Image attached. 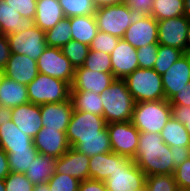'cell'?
Returning a JSON list of instances; mask_svg holds the SVG:
<instances>
[{
    "label": "cell",
    "instance_id": "6da1fadb",
    "mask_svg": "<svg viewBox=\"0 0 190 191\" xmlns=\"http://www.w3.org/2000/svg\"><path fill=\"white\" fill-rule=\"evenodd\" d=\"M133 161L146 177L174 175L176 169L170 146L163 142L161 134L154 132H140Z\"/></svg>",
    "mask_w": 190,
    "mask_h": 191
},
{
    "label": "cell",
    "instance_id": "7a4b0ae2",
    "mask_svg": "<svg viewBox=\"0 0 190 191\" xmlns=\"http://www.w3.org/2000/svg\"><path fill=\"white\" fill-rule=\"evenodd\" d=\"M106 123L127 122L132 119L135 101L124 79H115L101 94Z\"/></svg>",
    "mask_w": 190,
    "mask_h": 191
},
{
    "label": "cell",
    "instance_id": "3957f363",
    "mask_svg": "<svg viewBox=\"0 0 190 191\" xmlns=\"http://www.w3.org/2000/svg\"><path fill=\"white\" fill-rule=\"evenodd\" d=\"M94 17L99 31L123 38L127 28L143 19L144 15L120 3L98 7Z\"/></svg>",
    "mask_w": 190,
    "mask_h": 191
},
{
    "label": "cell",
    "instance_id": "277c9868",
    "mask_svg": "<svg viewBox=\"0 0 190 191\" xmlns=\"http://www.w3.org/2000/svg\"><path fill=\"white\" fill-rule=\"evenodd\" d=\"M171 117L172 109L168 100L144 101L135 103L131 122L139 132L160 134Z\"/></svg>",
    "mask_w": 190,
    "mask_h": 191
},
{
    "label": "cell",
    "instance_id": "5b68a950",
    "mask_svg": "<svg viewBox=\"0 0 190 191\" xmlns=\"http://www.w3.org/2000/svg\"><path fill=\"white\" fill-rule=\"evenodd\" d=\"M124 80L135 103L165 99L161 75L154 69L137 68Z\"/></svg>",
    "mask_w": 190,
    "mask_h": 191
},
{
    "label": "cell",
    "instance_id": "8992f818",
    "mask_svg": "<svg viewBox=\"0 0 190 191\" xmlns=\"http://www.w3.org/2000/svg\"><path fill=\"white\" fill-rule=\"evenodd\" d=\"M70 89L67 82L42 73H38L27 85L29 102L36 105L67 101L70 99Z\"/></svg>",
    "mask_w": 190,
    "mask_h": 191
},
{
    "label": "cell",
    "instance_id": "52a82bcc",
    "mask_svg": "<svg viewBox=\"0 0 190 191\" xmlns=\"http://www.w3.org/2000/svg\"><path fill=\"white\" fill-rule=\"evenodd\" d=\"M106 126L107 123L103 116L73 110L66 131L70 147L76 144L78 139L109 138Z\"/></svg>",
    "mask_w": 190,
    "mask_h": 191
},
{
    "label": "cell",
    "instance_id": "ba28073f",
    "mask_svg": "<svg viewBox=\"0 0 190 191\" xmlns=\"http://www.w3.org/2000/svg\"><path fill=\"white\" fill-rule=\"evenodd\" d=\"M106 127L109 133L112 152L134 159L140 132L132 124L131 120L108 123Z\"/></svg>",
    "mask_w": 190,
    "mask_h": 191
},
{
    "label": "cell",
    "instance_id": "9c48e42d",
    "mask_svg": "<svg viewBox=\"0 0 190 191\" xmlns=\"http://www.w3.org/2000/svg\"><path fill=\"white\" fill-rule=\"evenodd\" d=\"M7 40L11 54L26 55L36 61L47 47L45 32L36 25L24 32L7 35Z\"/></svg>",
    "mask_w": 190,
    "mask_h": 191
},
{
    "label": "cell",
    "instance_id": "30bf717a",
    "mask_svg": "<svg viewBox=\"0 0 190 191\" xmlns=\"http://www.w3.org/2000/svg\"><path fill=\"white\" fill-rule=\"evenodd\" d=\"M36 62L39 73L63 80L71 86L75 68L64 56L61 48L47 46Z\"/></svg>",
    "mask_w": 190,
    "mask_h": 191
},
{
    "label": "cell",
    "instance_id": "8fae6325",
    "mask_svg": "<svg viewBox=\"0 0 190 191\" xmlns=\"http://www.w3.org/2000/svg\"><path fill=\"white\" fill-rule=\"evenodd\" d=\"M158 44L186 51L189 19L183 15L157 21Z\"/></svg>",
    "mask_w": 190,
    "mask_h": 191
},
{
    "label": "cell",
    "instance_id": "7c38bea8",
    "mask_svg": "<svg viewBox=\"0 0 190 191\" xmlns=\"http://www.w3.org/2000/svg\"><path fill=\"white\" fill-rule=\"evenodd\" d=\"M145 180V173L130 159L107 178L105 185L107 191H131L142 187Z\"/></svg>",
    "mask_w": 190,
    "mask_h": 191
},
{
    "label": "cell",
    "instance_id": "4fadbf2b",
    "mask_svg": "<svg viewBox=\"0 0 190 191\" xmlns=\"http://www.w3.org/2000/svg\"><path fill=\"white\" fill-rule=\"evenodd\" d=\"M33 144L40 154L57 159L65 154L70 145L68 143L66 132L57 129H48L43 127L33 138Z\"/></svg>",
    "mask_w": 190,
    "mask_h": 191
},
{
    "label": "cell",
    "instance_id": "5bb4252c",
    "mask_svg": "<svg viewBox=\"0 0 190 191\" xmlns=\"http://www.w3.org/2000/svg\"><path fill=\"white\" fill-rule=\"evenodd\" d=\"M112 73H102L78 67L75 69L74 79L70 91H92L101 94L115 80Z\"/></svg>",
    "mask_w": 190,
    "mask_h": 191
},
{
    "label": "cell",
    "instance_id": "9a60e30c",
    "mask_svg": "<svg viewBox=\"0 0 190 191\" xmlns=\"http://www.w3.org/2000/svg\"><path fill=\"white\" fill-rule=\"evenodd\" d=\"M110 56L112 74L116 79H125L129 74L139 68L137 49L123 38H120Z\"/></svg>",
    "mask_w": 190,
    "mask_h": 191
},
{
    "label": "cell",
    "instance_id": "2e32d148",
    "mask_svg": "<svg viewBox=\"0 0 190 191\" xmlns=\"http://www.w3.org/2000/svg\"><path fill=\"white\" fill-rule=\"evenodd\" d=\"M123 39L136 49L149 44H158L157 20L152 16H144L127 28Z\"/></svg>",
    "mask_w": 190,
    "mask_h": 191
},
{
    "label": "cell",
    "instance_id": "e0dca14e",
    "mask_svg": "<svg viewBox=\"0 0 190 191\" xmlns=\"http://www.w3.org/2000/svg\"><path fill=\"white\" fill-rule=\"evenodd\" d=\"M89 160L90 157L70 147L65 154L55 160V172L72 176L80 182L87 180Z\"/></svg>",
    "mask_w": 190,
    "mask_h": 191
},
{
    "label": "cell",
    "instance_id": "ac0fdd59",
    "mask_svg": "<svg viewBox=\"0 0 190 191\" xmlns=\"http://www.w3.org/2000/svg\"><path fill=\"white\" fill-rule=\"evenodd\" d=\"M165 99L170 100L178 91L190 82V61L184 54L161 75Z\"/></svg>",
    "mask_w": 190,
    "mask_h": 191
},
{
    "label": "cell",
    "instance_id": "d6986e66",
    "mask_svg": "<svg viewBox=\"0 0 190 191\" xmlns=\"http://www.w3.org/2000/svg\"><path fill=\"white\" fill-rule=\"evenodd\" d=\"M73 110L71 99L60 103L40 105L42 126L66 132Z\"/></svg>",
    "mask_w": 190,
    "mask_h": 191
},
{
    "label": "cell",
    "instance_id": "ffe728a7",
    "mask_svg": "<svg viewBox=\"0 0 190 191\" xmlns=\"http://www.w3.org/2000/svg\"><path fill=\"white\" fill-rule=\"evenodd\" d=\"M11 112V120L13 123L16 124L22 132L30 137L34 138L43 128L40 105L28 102L12 108Z\"/></svg>",
    "mask_w": 190,
    "mask_h": 191
},
{
    "label": "cell",
    "instance_id": "44dd1931",
    "mask_svg": "<svg viewBox=\"0 0 190 191\" xmlns=\"http://www.w3.org/2000/svg\"><path fill=\"white\" fill-rule=\"evenodd\" d=\"M130 158L117 153L97 154L89 160V179L105 182L118 168L123 167Z\"/></svg>",
    "mask_w": 190,
    "mask_h": 191
},
{
    "label": "cell",
    "instance_id": "7402d4cb",
    "mask_svg": "<svg viewBox=\"0 0 190 191\" xmlns=\"http://www.w3.org/2000/svg\"><path fill=\"white\" fill-rule=\"evenodd\" d=\"M37 62L26 55L11 54L4 68V75L14 81L28 85L38 75Z\"/></svg>",
    "mask_w": 190,
    "mask_h": 191
},
{
    "label": "cell",
    "instance_id": "603a6c76",
    "mask_svg": "<svg viewBox=\"0 0 190 191\" xmlns=\"http://www.w3.org/2000/svg\"><path fill=\"white\" fill-rule=\"evenodd\" d=\"M33 146V138L22 132L12 120L0 126V147L3 150H29Z\"/></svg>",
    "mask_w": 190,
    "mask_h": 191
},
{
    "label": "cell",
    "instance_id": "cb8c5ba5",
    "mask_svg": "<svg viewBox=\"0 0 190 191\" xmlns=\"http://www.w3.org/2000/svg\"><path fill=\"white\" fill-rule=\"evenodd\" d=\"M33 26H35L34 19L22 17L5 0H0V28L2 34L10 35L24 32Z\"/></svg>",
    "mask_w": 190,
    "mask_h": 191
},
{
    "label": "cell",
    "instance_id": "d4e9b609",
    "mask_svg": "<svg viewBox=\"0 0 190 191\" xmlns=\"http://www.w3.org/2000/svg\"><path fill=\"white\" fill-rule=\"evenodd\" d=\"M64 17L58 0H37L34 22L44 32L53 28Z\"/></svg>",
    "mask_w": 190,
    "mask_h": 191
},
{
    "label": "cell",
    "instance_id": "484cf974",
    "mask_svg": "<svg viewBox=\"0 0 190 191\" xmlns=\"http://www.w3.org/2000/svg\"><path fill=\"white\" fill-rule=\"evenodd\" d=\"M28 102L27 85L4 76L0 84V105L12 109Z\"/></svg>",
    "mask_w": 190,
    "mask_h": 191
},
{
    "label": "cell",
    "instance_id": "4316f807",
    "mask_svg": "<svg viewBox=\"0 0 190 191\" xmlns=\"http://www.w3.org/2000/svg\"><path fill=\"white\" fill-rule=\"evenodd\" d=\"M69 21L72 28V40L90 46L99 31L94 15L73 16L69 17Z\"/></svg>",
    "mask_w": 190,
    "mask_h": 191
},
{
    "label": "cell",
    "instance_id": "83f0119b",
    "mask_svg": "<svg viewBox=\"0 0 190 191\" xmlns=\"http://www.w3.org/2000/svg\"><path fill=\"white\" fill-rule=\"evenodd\" d=\"M55 160L53 157L38 153L25 173L26 177L33 185L47 183L55 173Z\"/></svg>",
    "mask_w": 190,
    "mask_h": 191
},
{
    "label": "cell",
    "instance_id": "f1b7e54d",
    "mask_svg": "<svg viewBox=\"0 0 190 191\" xmlns=\"http://www.w3.org/2000/svg\"><path fill=\"white\" fill-rule=\"evenodd\" d=\"M73 109L103 116V105L100 94L92 91H70Z\"/></svg>",
    "mask_w": 190,
    "mask_h": 191
},
{
    "label": "cell",
    "instance_id": "f546056e",
    "mask_svg": "<svg viewBox=\"0 0 190 191\" xmlns=\"http://www.w3.org/2000/svg\"><path fill=\"white\" fill-rule=\"evenodd\" d=\"M161 137L168 146H190V135L179 121L171 117L162 128Z\"/></svg>",
    "mask_w": 190,
    "mask_h": 191
},
{
    "label": "cell",
    "instance_id": "4dcf8cb0",
    "mask_svg": "<svg viewBox=\"0 0 190 191\" xmlns=\"http://www.w3.org/2000/svg\"><path fill=\"white\" fill-rule=\"evenodd\" d=\"M8 156L10 172L26 173L33 160L38 155V150L33 146L29 150H4Z\"/></svg>",
    "mask_w": 190,
    "mask_h": 191
},
{
    "label": "cell",
    "instance_id": "1f68e13d",
    "mask_svg": "<svg viewBox=\"0 0 190 191\" xmlns=\"http://www.w3.org/2000/svg\"><path fill=\"white\" fill-rule=\"evenodd\" d=\"M71 30L69 18L64 17L53 28L45 32L47 46L62 48L72 40Z\"/></svg>",
    "mask_w": 190,
    "mask_h": 191
},
{
    "label": "cell",
    "instance_id": "d6a6232c",
    "mask_svg": "<svg viewBox=\"0 0 190 191\" xmlns=\"http://www.w3.org/2000/svg\"><path fill=\"white\" fill-rule=\"evenodd\" d=\"M184 15V0H154L152 17L157 21Z\"/></svg>",
    "mask_w": 190,
    "mask_h": 191
},
{
    "label": "cell",
    "instance_id": "836d02e7",
    "mask_svg": "<svg viewBox=\"0 0 190 191\" xmlns=\"http://www.w3.org/2000/svg\"><path fill=\"white\" fill-rule=\"evenodd\" d=\"M184 54L180 49L159 44L153 69L162 75Z\"/></svg>",
    "mask_w": 190,
    "mask_h": 191
},
{
    "label": "cell",
    "instance_id": "e575fe53",
    "mask_svg": "<svg viewBox=\"0 0 190 191\" xmlns=\"http://www.w3.org/2000/svg\"><path fill=\"white\" fill-rule=\"evenodd\" d=\"M65 17L94 15L97 7L94 0H58Z\"/></svg>",
    "mask_w": 190,
    "mask_h": 191
},
{
    "label": "cell",
    "instance_id": "d590c367",
    "mask_svg": "<svg viewBox=\"0 0 190 191\" xmlns=\"http://www.w3.org/2000/svg\"><path fill=\"white\" fill-rule=\"evenodd\" d=\"M72 147L88 157L112 152L109 138L78 139Z\"/></svg>",
    "mask_w": 190,
    "mask_h": 191
},
{
    "label": "cell",
    "instance_id": "8d00e7d4",
    "mask_svg": "<svg viewBox=\"0 0 190 191\" xmlns=\"http://www.w3.org/2000/svg\"><path fill=\"white\" fill-rule=\"evenodd\" d=\"M61 50L71 65L76 69L83 66L89 54L90 46L80 43L79 41L70 40Z\"/></svg>",
    "mask_w": 190,
    "mask_h": 191
},
{
    "label": "cell",
    "instance_id": "74e56055",
    "mask_svg": "<svg viewBox=\"0 0 190 191\" xmlns=\"http://www.w3.org/2000/svg\"><path fill=\"white\" fill-rule=\"evenodd\" d=\"M83 67L91 71L112 73L111 56L105 52L90 50Z\"/></svg>",
    "mask_w": 190,
    "mask_h": 191
},
{
    "label": "cell",
    "instance_id": "f35d334b",
    "mask_svg": "<svg viewBox=\"0 0 190 191\" xmlns=\"http://www.w3.org/2000/svg\"><path fill=\"white\" fill-rule=\"evenodd\" d=\"M148 191H178L174 175H151L145 180Z\"/></svg>",
    "mask_w": 190,
    "mask_h": 191
},
{
    "label": "cell",
    "instance_id": "ab89813d",
    "mask_svg": "<svg viewBox=\"0 0 190 191\" xmlns=\"http://www.w3.org/2000/svg\"><path fill=\"white\" fill-rule=\"evenodd\" d=\"M47 184L50 191H78L80 181L72 176L55 172Z\"/></svg>",
    "mask_w": 190,
    "mask_h": 191
},
{
    "label": "cell",
    "instance_id": "60d3db41",
    "mask_svg": "<svg viewBox=\"0 0 190 191\" xmlns=\"http://www.w3.org/2000/svg\"><path fill=\"white\" fill-rule=\"evenodd\" d=\"M119 40L120 38L116 36L110 35L102 31H98L90 45V50L111 54L112 51L116 48Z\"/></svg>",
    "mask_w": 190,
    "mask_h": 191
},
{
    "label": "cell",
    "instance_id": "b9f144b4",
    "mask_svg": "<svg viewBox=\"0 0 190 191\" xmlns=\"http://www.w3.org/2000/svg\"><path fill=\"white\" fill-rule=\"evenodd\" d=\"M6 191H33L34 185L25 173L10 172L4 179Z\"/></svg>",
    "mask_w": 190,
    "mask_h": 191
},
{
    "label": "cell",
    "instance_id": "7bdbcfd3",
    "mask_svg": "<svg viewBox=\"0 0 190 191\" xmlns=\"http://www.w3.org/2000/svg\"><path fill=\"white\" fill-rule=\"evenodd\" d=\"M159 44H149L137 49L139 68L153 69Z\"/></svg>",
    "mask_w": 190,
    "mask_h": 191
},
{
    "label": "cell",
    "instance_id": "ee69618b",
    "mask_svg": "<svg viewBox=\"0 0 190 191\" xmlns=\"http://www.w3.org/2000/svg\"><path fill=\"white\" fill-rule=\"evenodd\" d=\"M22 17L35 19L37 0H5Z\"/></svg>",
    "mask_w": 190,
    "mask_h": 191
},
{
    "label": "cell",
    "instance_id": "f6af8a7d",
    "mask_svg": "<svg viewBox=\"0 0 190 191\" xmlns=\"http://www.w3.org/2000/svg\"><path fill=\"white\" fill-rule=\"evenodd\" d=\"M174 177L178 189H190V158L186 159L183 163L176 167Z\"/></svg>",
    "mask_w": 190,
    "mask_h": 191
},
{
    "label": "cell",
    "instance_id": "bcb514c9",
    "mask_svg": "<svg viewBox=\"0 0 190 191\" xmlns=\"http://www.w3.org/2000/svg\"><path fill=\"white\" fill-rule=\"evenodd\" d=\"M172 117L184 125L190 135V106L171 105Z\"/></svg>",
    "mask_w": 190,
    "mask_h": 191
},
{
    "label": "cell",
    "instance_id": "7dc6e473",
    "mask_svg": "<svg viewBox=\"0 0 190 191\" xmlns=\"http://www.w3.org/2000/svg\"><path fill=\"white\" fill-rule=\"evenodd\" d=\"M123 3L130 10L141 12L144 16H152L154 0H124Z\"/></svg>",
    "mask_w": 190,
    "mask_h": 191
},
{
    "label": "cell",
    "instance_id": "c3c4849f",
    "mask_svg": "<svg viewBox=\"0 0 190 191\" xmlns=\"http://www.w3.org/2000/svg\"><path fill=\"white\" fill-rule=\"evenodd\" d=\"M170 105H184L190 106V82L185 84L178 94H175L170 100Z\"/></svg>",
    "mask_w": 190,
    "mask_h": 191
},
{
    "label": "cell",
    "instance_id": "681fc988",
    "mask_svg": "<svg viewBox=\"0 0 190 191\" xmlns=\"http://www.w3.org/2000/svg\"><path fill=\"white\" fill-rule=\"evenodd\" d=\"M172 155L174 156V165L177 167L186 159L190 158V146H172L170 147Z\"/></svg>",
    "mask_w": 190,
    "mask_h": 191
},
{
    "label": "cell",
    "instance_id": "f907efd6",
    "mask_svg": "<svg viewBox=\"0 0 190 191\" xmlns=\"http://www.w3.org/2000/svg\"><path fill=\"white\" fill-rule=\"evenodd\" d=\"M11 51L9 48L7 35L0 34V68L6 67L7 61L9 60Z\"/></svg>",
    "mask_w": 190,
    "mask_h": 191
},
{
    "label": "cell",
    "instance_id": "816d5d0a",
    "mask_svg": "<svg viewBox=\"0 0 190 191\" xmlns=\"http://www.w3.org/2000/svg\"><path fill=\"white\" fill-rule=\"evenodd\" d=\"M78 191H107L105 182L87 179L80 182Z\"/></svg>",
    "mask_w": 190,
    "mask_h": 191
},
{
    "label": "cell",
    "instance_id": "f5cc1de1",
    "mask_svg": "<svg viewBox=\"0 0 190 191\" xmlns=\"http://www.w3.org/2000/svg\"><path fill=\"white\" fill-rule=\"evenodd\" d=\"M10 173L7 153L0 147V179H5Z\"/></svg>",
    "mask_w": 190,
    "mask_h": 191
},
{
    "label": "cell",
    "instance_id": "db71d44e",
    "mask_svg": "<svg viewBox=\"0 0 190 191\" xmlns=\"http://www.w3.org/2000/svg\"><path fill=\"white\" fill-rule=\"evenodd\" d=\"M12 112L10 108L0 105V126L6 122L11 120Z\"/></svg>",
    "mask_w": 190,
    "mask_h": 191
},
{
    "label": "cell",
    "instance_id": "11a10c76",
    "mask_svg": "<svg viewBox=\"0 0 190 191\" xmlns=\"http://www.w3.org/2000/svg\"><path fill=\"white\" fill-rule=\"evenodd\" d=\"M124 0H94L96 7L106 6V5H116L123 3Z\"/></svg>",
    "mask_w": 190,
    "mask_h": 191
},
{
    "label": "cell",
    "instance_id": "9f6ffc18",
    "mask_svg": "<svg viewBox=\"0 0 190 191\" xmlns=\"http://www.w3.org/2000/svg\"><path fill=\"white\" fill-rule=\"evenodd\" d=\"M184 15L190 20V0H184Z\"/></svg>",
    "mask_w": 190,
    "mask_h": 191
},
{
    "label": "cell",
    "instance_id": "6f0895ef",
    "mask_svg": "<svg viewBox=\"0 0 190 191\" xmlns=\"http://www.w3.org/2000/svg\"><path fill=\"white\" fill-rule=\"evenodd\" d=\"M33 191H50L48 184L34 185Z\"/></svg>",
    "mask_w": 190,
    "mask_h": 191
},
{
    "label": "cell",
    "instance_id": "680465c9",
    "mask_svg": "<svg viewBox=\"0 0 190 191\" xmlns=\"http://www.w3.org/2000/svg\"><path fill=\"white\" fill-rule=\"evenodd\" d=\"M186 50H190V20H189V23H188Z\"/></svg>",
    "mask_w": 190,
    "mask_h": 191
},
{
    "label": "cell",
    "instance_id": "91938a15",
    "mask_svg": "<svg viewBox=\"0 0 190 191\" xmlns=\"http://www.w3.org/2000/svg\"><path fill=\"white\" fill-rule=\"evenodd\" d=\"M131 191H148L147 185L144 184L142 187L138 189H132Z\"/></svg>",
    "mask_w": 190,
    "mask_h": 191
},
{
    "label": "cell",
    "instance_id": "94428289",
    "mask_svg": "<svg viewBox=\"0 0 190 191\" xmlns=\"http://www.w3.org/2000/svg\"><path fill=\"white\" fill-rule=\"evenodd\" d=\"M0 191H6L4 179H0Z\"/></svg>",
    "mask_w": 190,
    "mask_h": 191
},
{
    "label": "cell",
    "instance_id": "6125c7cd",
    "mask_svg": "<svg viewBox=\"0 0 190 191\" xmlns=\"http://www.w3.org/2000/svg\"><path fill=\"white\" fill-rule=\"evenodd\" d=\"M4 69L0 68V84L2 82V79L4 78Z\"/></svg>",
    "mask_w": 190,
    "mask_h": 191
},
{
    "label": "cell",
    "instance_id": "be15d7a7",
    "mask_svg": "<svg viewBox=\"0 0 190 191\" xmlns=\"http://www.w3.org/2000/svg\"><path fill=\"white\" fill-rule=\"evenodd\" d=\"M185 54H186V56L189 58V61H190V50H186V51H185Z\"/></svg>",
    "mask_w": 190,
    "mask_h": 191
}]
</instances>
